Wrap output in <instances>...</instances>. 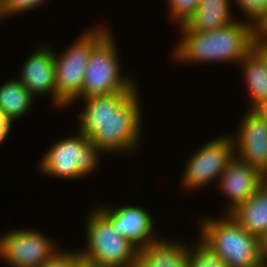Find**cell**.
<instances>
[{
	"label": "cell",
	"mask_w": 267,
	"mask_h": 267,
	"mask_svg": "<svg viewBox=\"0 0 267 267\" xmlns=\"http://www.w3.org/2000/svg\"><path fill=\"white\" fill-rule=\"evenodd\" d=\"M80 260L78 248L74 251L61 248L41 267H74Z\"/></svg>",
	"instance_id": "obj_23"
},
{
	"label": "cell",
	"mask_w": 267,
	"mask_h": 267,
	"mask_svg": "<svg viewBox=\"0 0 267 267\" xmlns=\"http://www.w3.org/2000/svg\"><path fill=\"white\" fill-rule=\"evenodd\" d=\"M253 110L267 121V100L260 103Z\"/></svg>",
	"instance_id": "obj_27"
},
{
	"label": "cell",
	"mask_w": 267,
	"mask_h": 267,
	"mask_svg": "<svg viewBox=\"0 0 267 267\" xmlns=\"http://www.w3.org/2000/svg\"><path fill=\"white\" fill-rule=\"evenodd\" d=\"M260 257L264 267H267V230L259 237Z\"/></svg>",
	"instance_id": "obj_26"
},
{
	"label": "cell",
	"mask_w": 267,
	"mask_h": 267,
	"mask_svg": "<svg viewBox=\"0 0 267 267\" xmlns=\"http://www.w3.org/2000/svg\"><path fill=\"white\" fill-rule=\"evenodd\" d=\"M105 23L92 24L60 53L53 48L56 110L69 107L81 96L85 71L92 49L112 31ZM92 27V28H91Z\"/></svg>",
	"instance_id": "obj_3"
},
{
	"label": "cell",
	"mask_w": 267,
	"mask_h": 267,
	"mask_svg": "<svg viewBox=\"0 0 267 267\" xmlns=\"http://www.w3.org/2000/svg\"><path fill=\"white\" fill-rule=\"evenodd\" d=\"M12 229L0 235V260L5 266L41 267L61 249L55 239L37 229Z\"/></svg>",
	"instance_id": "obj_9"
},
{
	"label": "cell",
	"mask_w": 267,
	"mask_h": 267,
	"mask_svg": "<svg viewBox=\"0 0 267 267\" xmlns=\"http://www.w3.org/2000/svg\"><path fill=\"white\" fill-rule=\"evenodd\" d=\"M74 267H93L89 263L84 262L83 260H80Z\"/></svg>",
	"instance_id": "obj_30"
},
{
	"label": "cell",
	"mask_w": 267,
	"mask_h": 267,
	"mask_svg": "<svg viewBox=\"0 0 267 267\" xmlns=\"http://www.w3.org/2000/svg\"><path fill=\"white\" fill-rule=\"evenodd\" d=\"M257 34L265 41H267V18L258 26Z\"/></svg>",
	"instance_id": "obj_28"
},
{
	"label": "cell",
	"mask_w": 267,
	"mask_h": 267,
	"mask_svg": "<svg viewBox=\"0 0 267 267\" xmlns=\"http://www.w3.org/2000/svg\"><path fill=\"white\" fill-rule=\"evenodd\" d=\"M117 42L110 31L91 51L85 71L81 96L72 102L92 96L135 91L140 85L132 72L123 73Z\"/></svg>",
	"instance_id": "obj_7"
},
{
	"label": "cell",
	"mask_w": 267,
	"mask_h": 267,
	"mask_svg": "<svg viewBox=\"0 0 267 267\" xmlns=\"http://www.w3.org/2000/svg\"><path fill=\"white\" fill-rule=\"evenodd\" d=\"M43 44H39L40 46L33 49L29 57L27 56L16 78L34 98L41 95V97L50 96V104L56 109L53 47L47 43Z\"/></svg>",
	"instance_id": "obj_13"
},
{
	"label": "cell",
	"mask_w": 267,
	"mask_h": 267,
	"mask_svg": "<svg viewBox=\"0 0 267 267\" xmlns=\"http://www.w3.org/2000/svg\"><path fill=\"white\" fill-rule=\"evenodd\" d=\"M81 260L93 267H136L138 249L123 236H118L112 223L96 208L87 212Z\"/></svg>",
	"instance_id": "obj_6"
},
{
	"label": "cell",
	"mask_w": 267,
	"mask_h": 267,
	"mask_svg": "<svg viewBox=\"0 0 267 267\" xmlns=\"http://www.w3.org/2000/svg\"><path fill=\"white\" fill-rule=\"evenodd\" d=\"M61 136L43 153L36 169L42 175L57 180H82L99 169L104 155L92 144L90 138L75 130Z\"/></svg>",
	"instance_id": "obj_5"
},
{
	"label": "cell",
	"mask_w": 267,
	"mask_h": 267,
	"mask_svg": "<svg viewBox=\"0 0 267 267\" xmlns=\"http://www.w3.org/2000/svg\"><path fill=\"white\" fill-rule=\"evenodd\" d=\"M265 184L267 185V175L265 176Z\"/></svg>",
	"instance_id": "obj_31"
},
{
	"label": "cell",
	"mask_w": 267,
	"mask_h": 267,
	"mask_svg": "<svg viewBox=\"0 0 267 267\" xmlns=\"http://www.w3.org/2000/svg\"><path fill=\"white\" fill-rule=\"evenodd\" d=\"M198 236L226 262L228 267H264L259 238L243 229L230 214L201 216Z\"/></svg>",
	"instance_id": "obj_4"
},
{
	"label": "cell",
	"mask_w": 267,
	"mask_h": 267,
	"mask_svg": "<svg viewBox=\"0 0 267 267\" xmlns=\"http://www.w3.org/2000/svg\"><path fill=\"white\" fill-rule=\"evenodd\" d=\"M211 139L189 154L180 179L181 192H197L213 182L217 184L221 174L235 157L234 142L230 133Z\"/></svg>",
	"instance_id": "obj_8"
},
{
	"label": "cell",
	"mask_w": 267,
	"mask_h": 267,
	"mask_svg": "<svg viewBox=\"0 0 267 267\" xmlns=\"http://www.w3.org/2000/svg\"><path fill=\"white\" fill-rule=\"evenodd\" d=\"M232 3L236 5L233 10L236 7L243 13L241 20L252 23L256 28L267 18V0H232Z\"/></svg>",
	"instance_id": "obj_20"
},
{
	"label": "cell",
	"mask_w": 267,
	"mask_h": 267,
	"mask_svg": "<svg viewBox=\"0 0 267 267\" xmlns=\"http://www.w3.org/2000/svg\"><path fill=\"white\" fill-rule=\"evenodd\" d=\"M230 215L243 229L259 238L267 230V185L264 183Z\"/></svg>",
	"instance_id": "obj_16"
},
{
	"label": "cell",
	"mask_w": 267,
	"mask_h": 267,
	"mask_svg": "<svg viewBox=\"0 0 267 267\" xmlns=\"http://www.w3.org/2000/svg\"><path fill=\"white\" fill-rule=\"evenodd\" d=\"M195 242L188 244V267H228L219 256L200 236Z\"/></svg>",
	"instance_id": "obj_19"
},
{
	"label": "cell",
	"mask_w": 267,
	"mask_h": 267,
	"mask_svg": "<svg viewBox=\"0 0 267 267\" xmlns=\"http://www.w3.org/2000/svg\"><path fill=\"white\" fill-rule=\"evenodd\" d=\"M13 126L14 125H12L5 114L0 110V145L4 143L7 138L9 139Z\"/></svg>",
	"instance_id": "obj_25"
},
{
	"label": "cell",
	"mask_w": 267,
	"mask_h": 267,
	"mask_svg": "<svg viewBox=\"0 0 267 267\" xmlns=\"http://www.w3.org/2000/svg\"><path fill=\"white\" fill-rule=\"evenodd\" d=\"M114 205V206H112ZM111 223L118 236H123L137 249L146 247L161 237L149 209L130 203L125 205L104 204L95 206Z\"/></svg>",
	"instance_id": "obj_10"
},
{
	"label": "cell",
	"mask_w": 267,
	"mask_h": 267,
	"mask_svg": "<svg viewBox=\"0 0 267 267\" xmlns=\"http://www.w3.org/2000/svg\"><path fill=\"white\" fill-rule=\"evenodd\" d=\"M249 99L247 109L267 100V71L261 58L251 50L239 63Z\"/></svg>",
	"instance_id": "obj_17"
},
{
	"label": "cell",
	"mask_w": 267,
	"mask_h": 267,
	"mask_svg": "<svg viewBox=\"0 0 267 267\" xmlns=\"http://www.w3.org/2000/svg\"><path fill=\"white\" fill-rule=\"evenodd\" d=\"M49 0H3V8L6 17L13 18L19 14L33 11L34 9L41 8L46 5Z\"/></svg>",
	"instance_id": "obj_22"
},
{
	"label": "cell",
	"mask_w": 267,
	"mask_h": 267,
	"mask_svg": "<svg viewBox=\"0 0 267 267\" xmlns=\"http://www.w3.org/2000/svg\"><path fill=\"white\" fill-rule=\"evenodd\" d=\"M140 92L138 87L135 91L80 99L76 130L90 138L104 156L135 154L144 135Z\"/></svg>",
	"instance_id": "obj_1"
},
{
	"label": "cell",
	"mask_w": 267,
	"mask_h": 267,
	"mask_svg": "<svg viewBox=\"0 0 267 267\" xmlns=\"http://www.w3.org/2000/svg\"><path fill=\"white\" fill-rule=\"evenodd\" d=\"M265 183L264 174L236 156L230 161L217 183L226 198L222 214H230ZM226 207V208H225Z\"/></svg>",
	"instance_id": "obj_12"
},
{
	"label": "cell",
	"mask_w": 267,
	"mask_h": 267,
	"mask_svg": "<svg viewBox=\"0 0 267 267\" xmlns=\"http://www.w3.org/2000/svg\"><path fill=\"white\" fill-rule=\"evenodd\" d=\"M252 50L261 58L267 71V41L256 34Z\"/></svg>",
	"instance_id": "obj_24"
},
{
	"label": "cell",
	"mask_w": 267,
	"mask_h": 267,
	"mask_svg": "<svg viewBox=\"0 0 267 267\" xmlns=\"http://www.w3.org/2000/svg\"><path fill=\"white\" fill-rule=\"evenodd\" d=\"M235 134H231L235 156L267 175V121L246 109Z\"/></svg>",
	"instance_id": "obj_11"
},
{
	"label": "cell",
	"mask_w": 267,
	"mask_h": 267,
	"mask_svg": "<svg viewBox=\"0 0 267 267\" xmlns=\"http://www.w3.org/2000/svg\"><path fill=\"white\" fill-rule=\"evenodd\" d=\"M232 4V0H200L195 14L184 26L199 32L224 28L240 19L235 17Z\"/></svg>",
	"instance_id": "obj_15"
},
{
	"label": "cell",
	"mask_w": 267,
	"mask_h": 267,
	"mask_svg": "<svg viewBox=\"0 0 267 267\" xmlns=\"http://www.w3.org/2000/svg\"><path fill=\"white\" fill-rule=\"evenodd\" d=\"M200 0H166L168 21L171 20L177 27L186 22L195 14Z\"/></svg>",
	"instance_id": "obj_21"
},
{
	"label": "cell",
	"mask_w": 267,
	"mask_h": 267,
	"mask_svg": "<svg viewBox=\"0 0 267 267\" xmlns=\"http://www.w3.org/2000/svg\"><path fill=\"white\" fill-rule=\"evenodd\" d=\"M169 239L161 236L138 249L136 267H188V244Z\"/></svg>",
	"instance_id": "obj_14"
},
{
	"label": "cell",
	"mask_w": 267,
	"mask_h": 267,
	"mask_svg": "<svg viewBox=\"0 0 267 267\" xmlns=\"http://www.w3.org/2000/svg\"><path fill=\"white\" fill-rule=\"evenodd\" d=\"M180 40L171 52L173 63L198 65L236 63L238 64L251 50L257 28L250 22L237 19L230 25L207 32L178 27ZM175 61V62H174ZM211 63V64H210Z\"/></svg>",
	"instance_id": "obj_2"
},
{
	"label": "cell",
	"mask_w": 267,
	"mask_h": 267,
	"mask_svg": "<svg viewBox=\"0 0 267 267\" xmlns=\"http://www.w3.org/2000/svg\"><path fill=\"white\" fill-rule=\"evenodd\" d=\"M36 100L17 78H10L0 85V110L12 125L25 117Z\"/></svg>",
	"instance_id": "obj_18"
},
{
	"label": "cell",
	"mask_w": 267,
	"mask_h": 267,
	"mask_svg": "<svg viewBox=\"0 0 267 267\" xmlns=\"http://www.w3.org/2000/svg\"><path fill=\"white\" fill-rule=\"evenodd\" d=\"M3 19H7L6 14L4 12V8H3V0H0V22Z\"/></svg>",
	"instance_id": "obj_29"
}]
</instances>
